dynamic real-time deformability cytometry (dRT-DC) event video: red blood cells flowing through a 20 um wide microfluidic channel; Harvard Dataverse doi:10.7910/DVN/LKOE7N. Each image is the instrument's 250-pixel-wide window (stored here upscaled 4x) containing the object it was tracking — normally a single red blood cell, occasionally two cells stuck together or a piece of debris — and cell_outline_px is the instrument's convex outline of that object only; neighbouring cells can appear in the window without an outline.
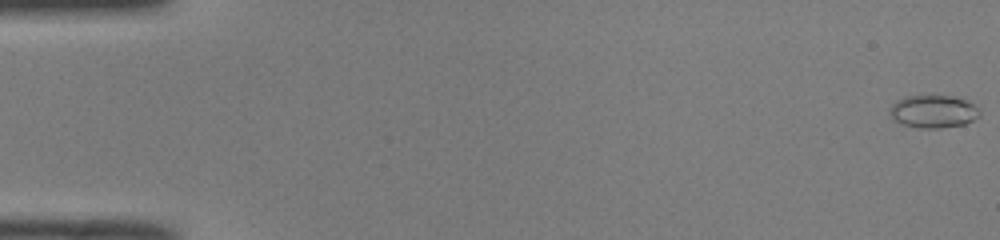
{"species": "common noctule bat (a hibernating species)", "species_latin": "Nyctalus noctula", "temperature_condition": "room temperature", "stored_images_in_passage": 52, "camera_frame_rate_fps": 3000, "um_per_image_px": 0.085, "animal": {"sex": "male", "body_mass_g": 19.0, "forearm_length_mm": 50.8}, "frame": {"image": 1, "passage_image": 1, "time_ms": 0.0, "image_size_px": [1000, 240], "cell_outline_px": [[980, 116], [964, 124], [940, 128], [920, 128], [904, 124], [892, 120], [888, 112], [888, 108], [896, 100], [908, 96], [932, 92], [952, 96], [964, 100], [980, 108]], "centroid_in_image_um": [79.29, 9.43], "position_along_channel_um": 5.7, "area_um2": 17.8}}
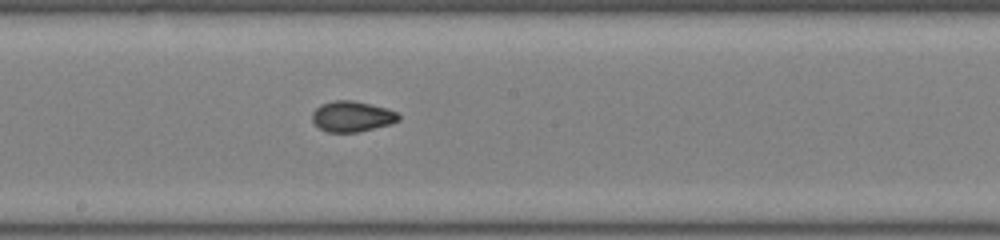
{"frame": {"image": 2, "passage_image": 29, "time_ms": 9.333, "image_size_px": [1000, 240], "cell_outline_px": [[400, 120], [392, 124], [360, 132], [328, 132], [320, 128], [312, 120], [312, 112], [320, 104], [332, 100], [352, 100], [384, 108], [396, 112], [400, 116]], "centroid_in_image_um": [29.92, 9.9], "position_along_channel_um": 218.3, "area_um2": 15.43}}
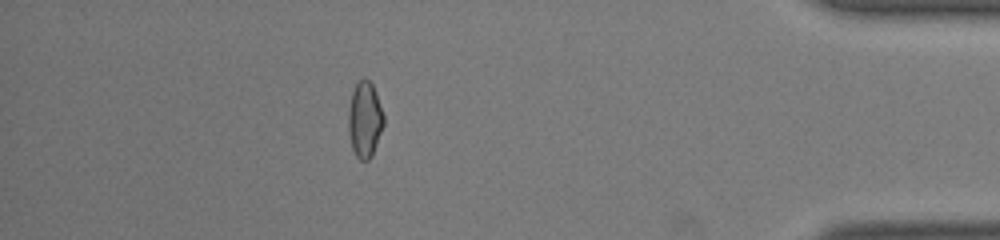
{"frame": {"image": 3, "passage_image": 46, "time_ms": 15.0, "image_size_px": [1000, 240], "cell_outline_px": [[384, 124], [372, 156], [368, 160], [360, 160], [356, 156], [352, 148], [348, 132], [348, 108], [352, 92], [356, 84], [364, 76], [372, 84], [376, 92], [384, 116]], "centroid_in_image_um": [31.0, 10.16], "position_along_channel_um": 404.2, "area_um2": 15.72}, "authors_computed_cell_mechanics": {"area_um2": 15.7505, "velocity_mm_per_s": 4.0396, "shape_relaxation_time_tau1_ms": 8.0452, "shape_relaxation_time_tau2_ms": 2.1283, "deformation_change_tau1": 0.1645, "deformation_change_tau2": 0.0582}}